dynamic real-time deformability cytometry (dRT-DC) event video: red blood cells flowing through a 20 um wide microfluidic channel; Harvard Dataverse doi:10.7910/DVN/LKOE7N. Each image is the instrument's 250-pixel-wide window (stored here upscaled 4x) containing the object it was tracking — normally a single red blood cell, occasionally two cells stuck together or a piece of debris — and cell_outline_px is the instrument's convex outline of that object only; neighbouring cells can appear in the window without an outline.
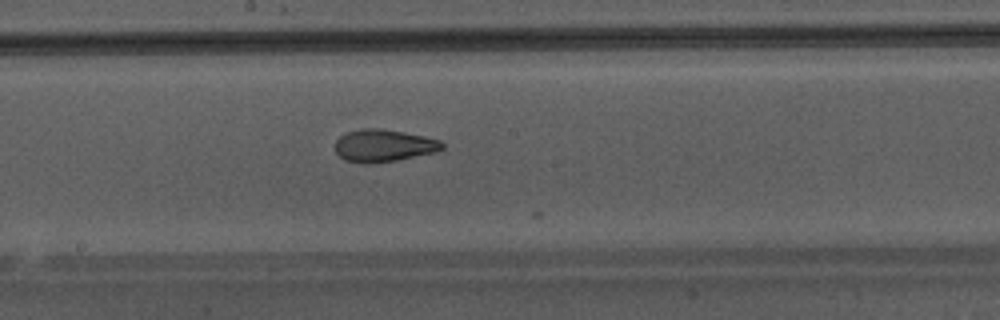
{"species": "Egyptian fruit bat (a non-hibernating species)", "species_latin": "Rousettus aegyptiacus", "temperature_condition": "warm", "stored_images_in_passage": 30, "camera_frame_rate_fps": 3000, "um_per_image_px": 0.085, "animal": {"sex": "male"}, "frame": {"image": 1, "passage_image": 29, "time_ms": 9.333, "image_size_px": [1000, 320], "cell_outline_px": [[444, 148], [436, 152], [396, 160], [368, 164], [364, 164], [344, 160], [336, 152], [336, 140], [340, 136], [348, 132], [360, 128], [380, 128], [404, 132], [424, 136], [440, 140], [444, 144]], "centroid_in_image_um": [32.61, 12.37], "position_along_channel_um": 215.6, "area_um2": 20.23}}